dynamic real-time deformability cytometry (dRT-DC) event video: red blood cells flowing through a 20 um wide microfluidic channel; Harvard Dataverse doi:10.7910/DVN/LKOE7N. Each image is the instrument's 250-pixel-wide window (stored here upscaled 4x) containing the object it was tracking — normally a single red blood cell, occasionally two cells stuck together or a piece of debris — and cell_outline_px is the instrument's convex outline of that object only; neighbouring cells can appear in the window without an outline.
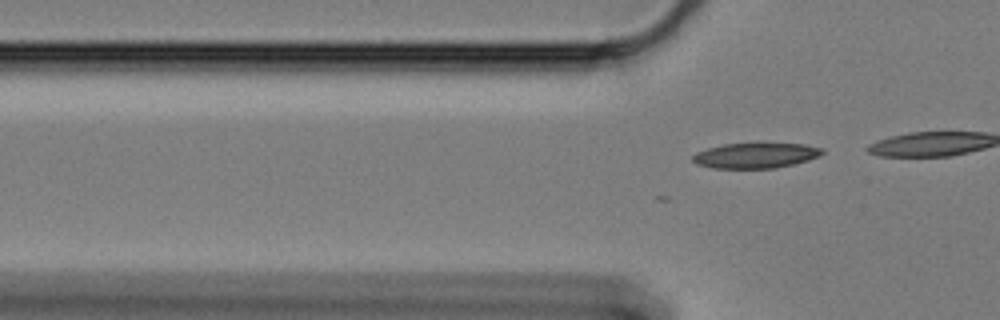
{"species": "Egyptian fruit bat (a non-hibernating species)", "species_latin": "Rousettus aegyptiacus", "temperature_condition": "cold", "stored_images_in_passage": 21, "camera_frame_rate_fps": 3000, "um_per_image_px": 0.085, "animal": {"sex": "female"}, "frame": {"image": 1, "passage_image": 11, "time_ms": 3.333, "image_size_px": [1000, 320], "cell_outline_px": [[824, 152], [820, 156], [808, 160], [792, 164], [772, 168], [716, 168], [696, 164], [692, 160], [692, 156], [696, 152], [708, 148], [724, 144], [756, 140], [760, 140], [804, 144], [824, 148]], "centroid_in_image_um": [64.26, 13.15], "position_along_channel_um": 61.5, "area_um2": 20.06}}